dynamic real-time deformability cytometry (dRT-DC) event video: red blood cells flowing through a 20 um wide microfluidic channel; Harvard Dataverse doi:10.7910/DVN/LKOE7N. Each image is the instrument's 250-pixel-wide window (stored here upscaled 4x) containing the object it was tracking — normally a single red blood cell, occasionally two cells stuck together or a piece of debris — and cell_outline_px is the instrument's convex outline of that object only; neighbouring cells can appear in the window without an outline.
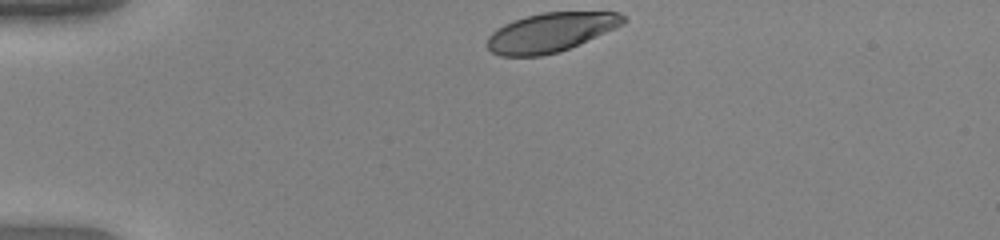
{"species": "human", "species_latin": "Homo sapiens", "temperature_condition": "warm", "stored_images_in_passage": 33, "camera_frame_rate_fps": 3000, "um_per_image_px": 0.085, "donor": {"sex": "female"}, "frame": {"image": 1, "passage_image": 1, "time_ms": 0.0, "image_size_px": [1000, 240], "cell_outline_px": [[628, 20], [624, 24], [560, 52], [540, 56], [500, 56], [492, 52], [488, 48], [488, 36], [496, 28], [512, 20], [544, 12], [620, 12], [628, 16]], "centroid_in_image_um": [46.83, 2.74], "position_along_channel_um": 38.2, "area_um2": 31.04}}
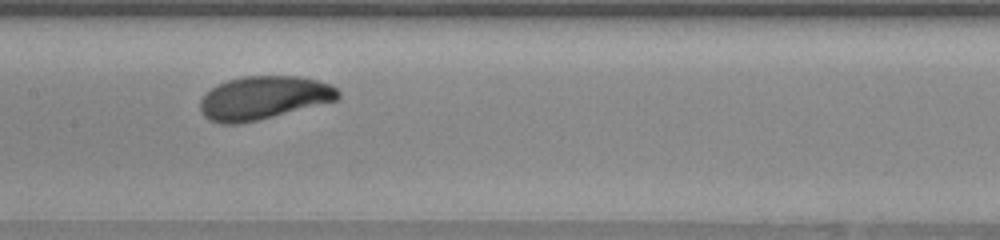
{"frame": {"image": 2, "passage_image": 16, "time_ms": 5.0, "image_size_px": [1000, 240], "cell_outline_px": [[340, 96], [336, 100], [260, 120], [240, 124], [220, 124], [208, 120], [200, 112], [200, 100], [212, 88], [228, 80], [244, 76], [300, 76], [316, 80], [328, 84], [336, 88], [340, 92]], "centroid_in_image_um": [22.38, 8.33], "position_along_channel_um": 185.0, "area_um2": 34.74}}
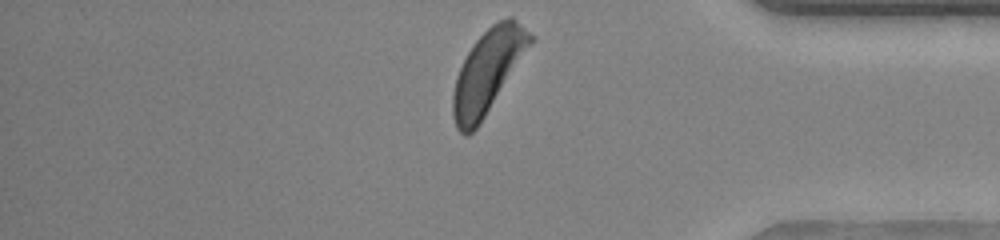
{"frame": {"image": 3, "passage_image": 33, "time_ms": 10.667, "image_size_px": [1000, 240], "cell_outline_px": [[536, 36], [484, 116], [476, 128], [468, 136], [464, 136], [456, 128], [452, 116], [452, 96], [456, 76], [472, 44], [492, 24], [508, 16], [512, 16]], "centroid_in_image_um": [41.44, 6.05], "position_along_channel_um": 393.8, "area_um2": 36.7}, "authors_computed_cell_mechanics": {"area_um2": 34.7378, "velocity_mm_per_s": 3.9933, "shape_relaxation_time_tau1_ms": 2.1505, "shape_relaxation_time_tau2_ms": null, "deformation_change_tau1": 0.1331, "deformation_change_tau2": null}}